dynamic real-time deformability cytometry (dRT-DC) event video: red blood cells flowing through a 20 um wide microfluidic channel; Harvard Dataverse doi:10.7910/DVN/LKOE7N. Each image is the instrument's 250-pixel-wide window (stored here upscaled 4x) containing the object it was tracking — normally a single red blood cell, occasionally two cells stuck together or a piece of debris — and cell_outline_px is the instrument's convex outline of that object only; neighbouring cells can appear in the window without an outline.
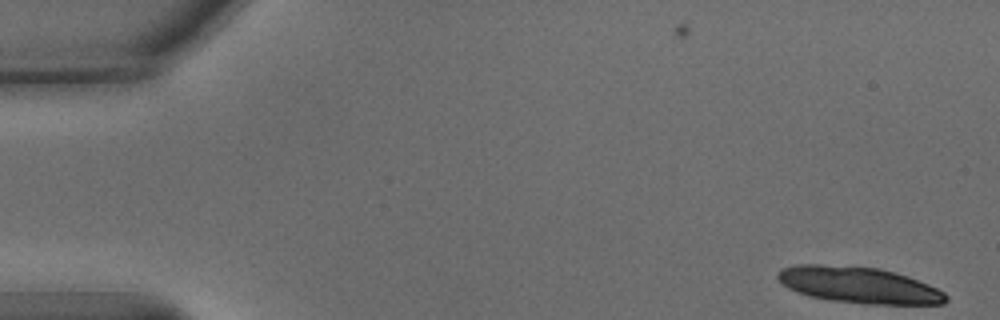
{"species": "common noctule bat (a hibernating species)", "species_latin": "Nyctalus noctula", "temperature_condition": "warm", "stored_images_in_passage": 19, "camera_frame_rate_fps": 3000, "um_per_image_px": 0.085, "animal": {"sex": "male", "body_mass_g": 15.6}, "frame": {"image": 1, "passage_image": 1, "time_ms": 0.0, "image_size_px": [1000, 320], "cell_outline_px": [[948, 300], [944, 304], [864, 304], [832, 300], [808, 296], [788, 288], [776, 276], [776, 272], [780, 268], [796, 264], [820, 264], [880, 268], [908, 276], [928, 284], [944, 292], [948, 296]], "centroid_in_image_um": [72.99, 24.22], "position_along_channel_um": 12.0, "area_um2": 35.66}}
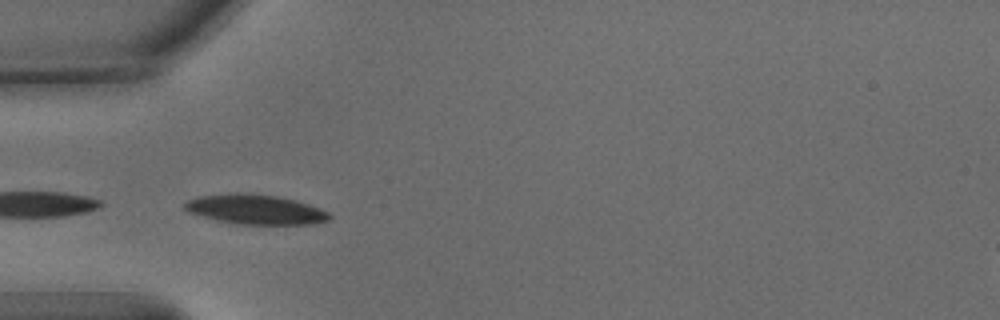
{"frame": {"image": 2, "passage_image": 16, "time_ms": 5.0, "image_size_px": [1000, 320], "cell_outline_px": [[332, 216], [328, 220], [312, 224], [236, 224], [216, 220], [188, 212], [180, 204], [196, 196], [232, 192], [248, 192], [280, 196], [296, 200], [320, 208], [328, 212]], "centroid_in_image_um": [21.66, 17.78], "position_along_channel_um": 63.3, "area_um2": 25.55}}